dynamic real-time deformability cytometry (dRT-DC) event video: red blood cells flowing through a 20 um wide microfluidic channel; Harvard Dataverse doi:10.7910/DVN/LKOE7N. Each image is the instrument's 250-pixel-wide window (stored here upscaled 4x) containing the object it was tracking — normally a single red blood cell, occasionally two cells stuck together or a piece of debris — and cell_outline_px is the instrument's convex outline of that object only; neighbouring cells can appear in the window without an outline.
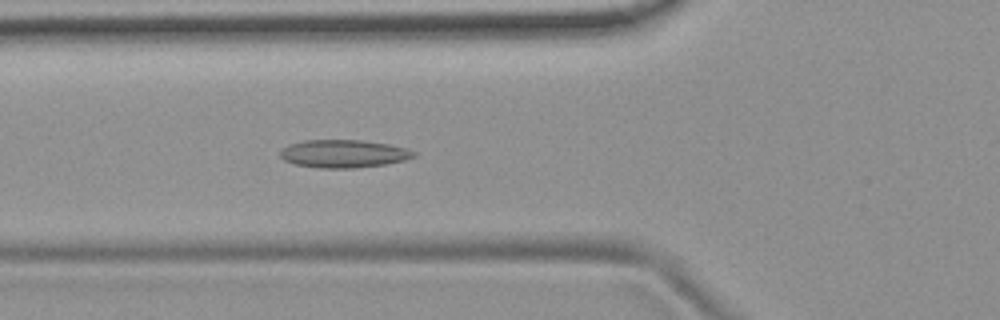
{"species": "common noctule bat (a hibernating species)", "species_latin": "Nyctalus noctula", "temperature_condition": "room temperature", "stored_images_in_passage": 54, "camera_frame_rate_fps": 3000, "um_per_image_px": 0.085, "animal": {"sex": "female", "body_mass_g": 19.9}, "frame": {"image": 1, "passage_image": 20, "time_ms": 6.333, "image_size_px": [1000, 320], "cell_outline_px": [[416, 156], [404, 160], [384, 164], [356, 168], [320, 168], [296, 164], [284, 160], [280, 156], [280, 152], [288, 144], [304, 140], [360, 140], [388, 144], [404, 148], [416, 152]], "centroid_in_image_um": [29.19, 13.06], "position_along_channel_um": 96.6, "area_um2": 21.56}}
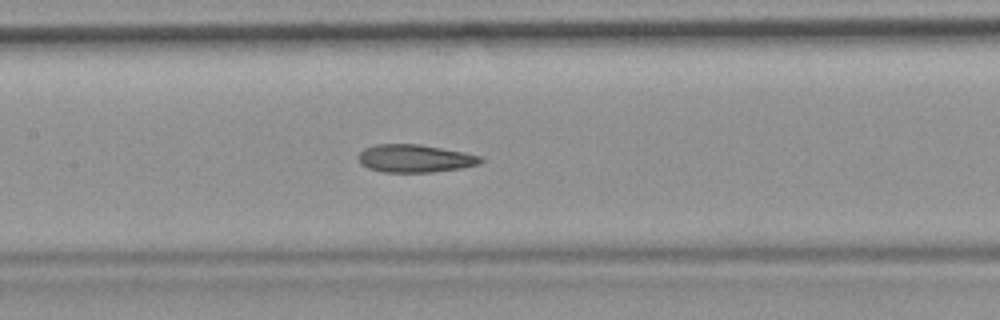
{"frame": {"image": 2, "passage_image": 26, "time_ms": 8.333, "image_size_px": [1000, 320], "cell_outline_px": [[484, 160], [480, 164], [460, 168], [432, 172], [384, 172], [368, 168], [360, 164], [356, 156], [364, 148], [376, 144], [420, 144], [464, 152], [480, 156]], "centroid_in_image_um": [35.24, 13.46], "position_along_channel_um": 172.2, "area_um2": 19.94}}
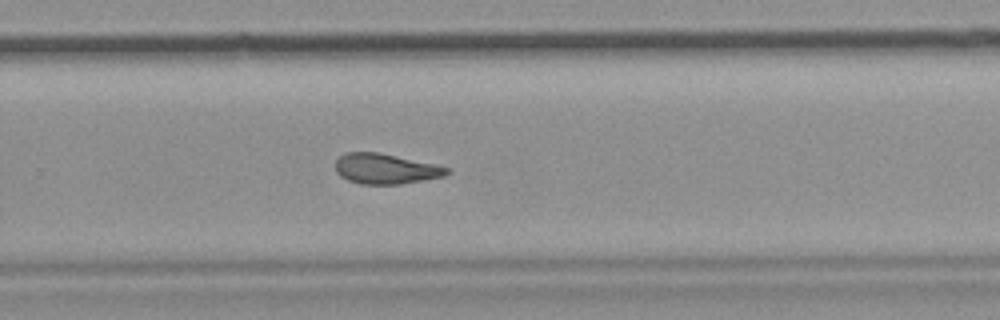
{"frame": {"image": 3, "passage_image": 36, "time_ms": 11.667, "image_size_px": [1000, 320], "cell_outline_px": [[452, 172], [444, 176], [424, 180], [400, 184], [360, 184], [348, 180], [340, 176], [336, 172], [336, 160], [344, 152], [380, 152], [432, 164], [448, 168]], "centroid_in_image_um": [32.75, 14.35], "position_along_channel_um": 297.1, "area_um2": 19.59}, "authors_computed_cell_mechanics": {"area_um2": 20.808, "velocity_mm_per_s": 3.7675, "shape_relaxation_time_tau1_ms": null, "shape_relaxation_time_tau2_ms": 3.656, "deformation_change_tau1": null, "deformation_change_tau2": 0.11}}